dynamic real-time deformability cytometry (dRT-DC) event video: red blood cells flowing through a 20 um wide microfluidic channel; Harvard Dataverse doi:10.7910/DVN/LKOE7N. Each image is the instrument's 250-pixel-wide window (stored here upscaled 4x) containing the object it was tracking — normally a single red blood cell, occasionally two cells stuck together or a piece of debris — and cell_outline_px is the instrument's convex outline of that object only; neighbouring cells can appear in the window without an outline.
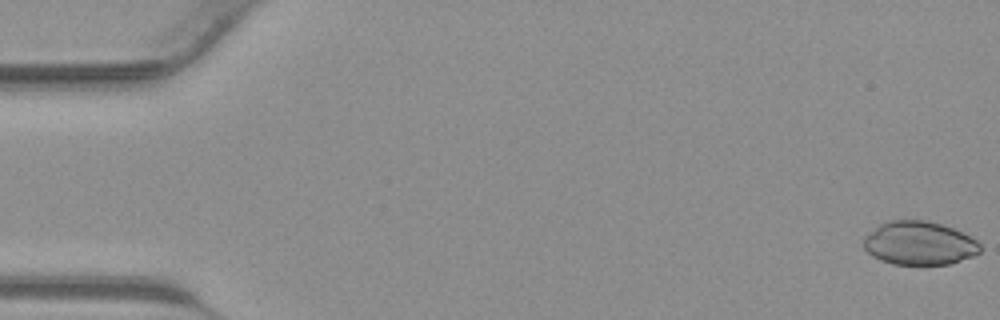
{"species": "common noctule bat (a hibernating species)", "species_latin": "Nyctalus noctula", "temperature_condition": "warm", "stored_images_in_passage": 43, "camera_frame_rate_fps": 3000, "um_per_image_px": 0.085, "animal": {"sex": "male", "body_mass_g": 23.1, "forearm_length_mm": 52.7}, "frame": {"image": 1, "passage_image": 1, "time_ms": 0.0, "image_size_px": [1000, 320], "cell_outline_px": [[980, 252], [972, 256], [948, 264], [892, 264], [880, 260], [872, 256], [864, 248], [864, 236], [868, 232], [880, 224], [888, 220], [924, 220], [940, 224], [952, 228], [976, 240], [980, 244]], "centroid_in_image_um": [78.09, 20.67], "position_along_channel_um": 6.9, "area_um2": 29.36}}